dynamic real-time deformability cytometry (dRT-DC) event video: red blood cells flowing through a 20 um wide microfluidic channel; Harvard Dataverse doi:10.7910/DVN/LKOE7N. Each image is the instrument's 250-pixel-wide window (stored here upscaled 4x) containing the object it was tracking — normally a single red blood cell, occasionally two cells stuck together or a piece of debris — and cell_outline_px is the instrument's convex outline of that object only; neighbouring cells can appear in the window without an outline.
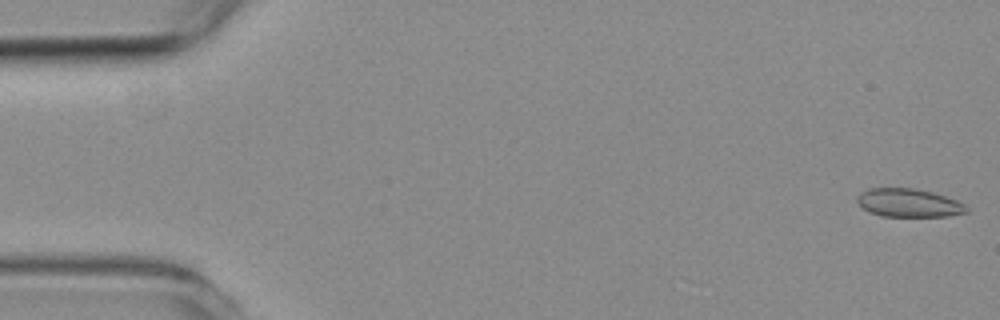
{"species": "common noctule bat (a hibernating species)", "species_latin": "Nyctalus noctula", "temperature_condition": "room temperature", "stored_images_in_passage": 5, "camera_frame_rate_fps": 3000, "um_per_image_px": 0.085, "animal": {"sex": "female", "body_mass_g": 19.3, "forearm_length_mm": 54.1}, "frame": {"image": 1, "passage_image": 1, "time_ms": 0.0, "image_size_px": [1000, 320], "cell_outline_px": [[968, 212], [948, 216], [880, 216], [864, 208], [856, 200], [856, 196], [860, 192], [868, 188], [912, 188], [932, 192], [956, 200], [964, 204], [968, 208]], "centroid_in_image_um": [77.23, 17.24], "position_along_channel_um": 7.8, "area_um2": 17.92}}
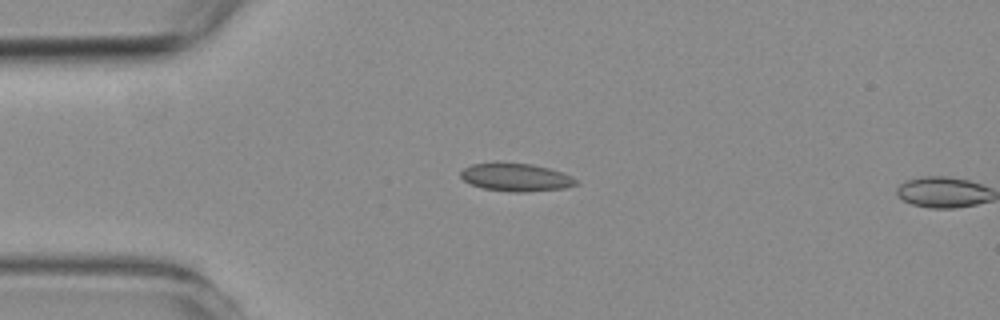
{"frame": {"image": 2, "passage_image": 4, "time_ms": 4.0, "image_size_px": [1000, 320], "cell_outline_px": [[580, 184], [564, 188], [528, 192], [512, 192], [484, 188], [472, 184], [464, 180], [460, 176], [460, 172], [464, 168], [472, 164], [532, 164], [548, 168], [572, 176]], "centroid_in_image_um": [43.89, 15.09], "position_along_channel_um": 41.1, "area_um2": 18.32}}